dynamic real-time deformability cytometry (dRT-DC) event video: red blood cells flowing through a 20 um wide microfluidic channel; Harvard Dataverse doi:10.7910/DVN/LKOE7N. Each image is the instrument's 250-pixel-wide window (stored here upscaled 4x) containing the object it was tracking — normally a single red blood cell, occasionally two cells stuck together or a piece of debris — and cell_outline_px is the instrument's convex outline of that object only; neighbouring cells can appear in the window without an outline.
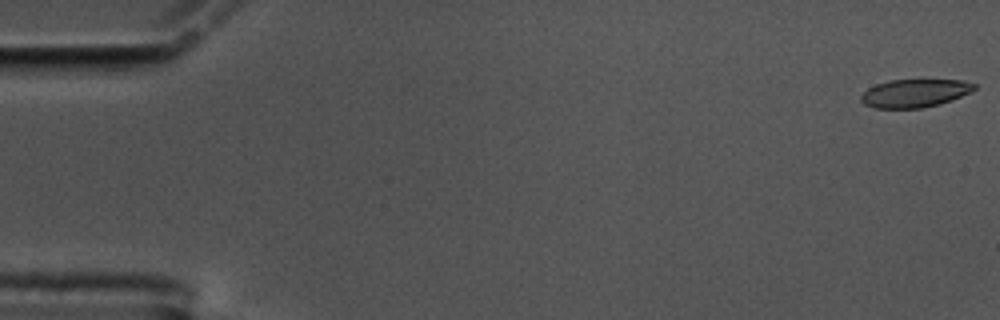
{"species": "common noctule bat (a hibernating species)", "species_latin": "Nyctalus noctula", "temperature_condition": "cold", "stored_images_in_passage": 58, "camera_frame_rate_fps": 3000, "um_per_image_px": 0.085, "animal": {"sex": "male", "body_mass_g": 17.5, "forearm_length_mm": 52.3}, "frame": {"image": 1, "passage_image": 1, "time_ms": 0.0, "image_size_px": [1000, 320], "cell_outline_px": [[976, 88], [972, 92], [952, 100], [940, 104], [924, 108], [872, 108], [864, 104], [860, 100], [860, 96], [868, 88], [876, 84], [888, 80], [964, 80], [976, 84]], "centroid_in_image_um": [77.76, 7.92], "position_along_channel_um": 7.2, "area_um2": 18.79}}
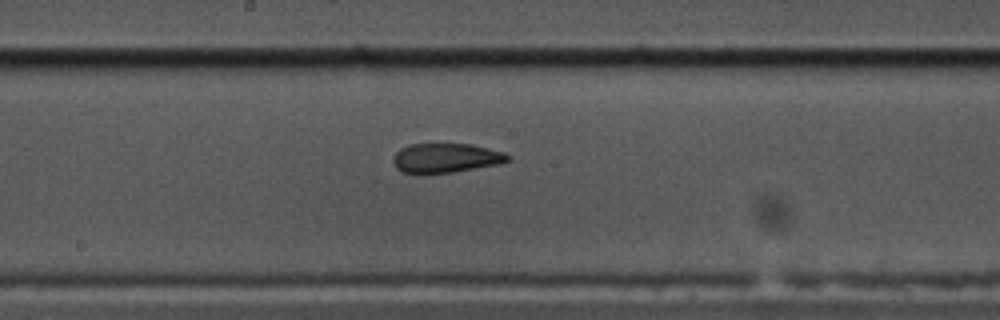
{"frame": {"image": 2, "passage_image": 31, "time_ms": 10.0, "image_size_px": [1000, 320], "cell_outline_px": [[512, 160], [500, 164], [452, 172], [400, 172], [396, 168], [392, 160], [396, 152], [400, 148], [412, 144], [472, 144], [504, 152], [512, 156]], "centroid_in_image_um": [37.95, 13.41], "position_along_channel_um": 210.2, "area_um2": 19.54}}
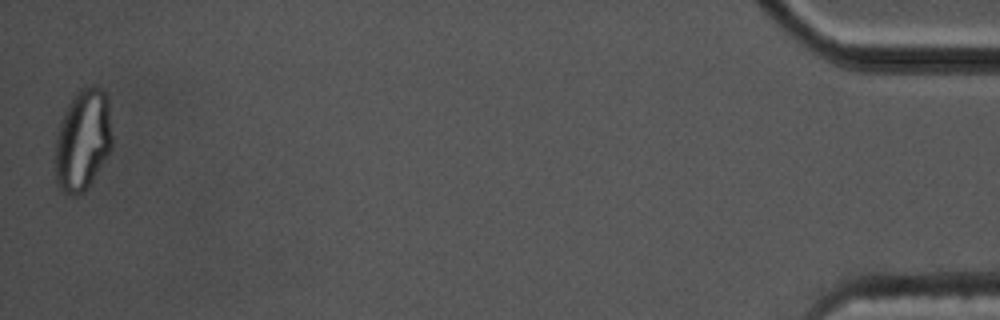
{"frame": {"image": 3, "passage_image": 58, "time_ms": 19.0, "image_size_px": [1000, 320], "cell_outline_px": [[112, 148], [88, 188], [84, 192], [72, 196], [64, 192], [56, 184], [56, 136], [64, 112], [68, 104], [76, 92], [80, 88], [100, 88], [104, 92], [108, 100], [112, 136]], "centroid_in_image_um": [7.04, 11.94], "position_along_channel_um": 428.2, "area_um2": 33.47}, "authors_computed_cell_mechanics": {"area_um2": 20.4901, "velocity_mm_per_s": 3.4524, "shape_relaxation_time_tau1_ms": null, "shape_relaxation_time_tau2_ms": 2.3383, "deformation_change_tau1": null, "deformation_change_tau2": 0.0779}}